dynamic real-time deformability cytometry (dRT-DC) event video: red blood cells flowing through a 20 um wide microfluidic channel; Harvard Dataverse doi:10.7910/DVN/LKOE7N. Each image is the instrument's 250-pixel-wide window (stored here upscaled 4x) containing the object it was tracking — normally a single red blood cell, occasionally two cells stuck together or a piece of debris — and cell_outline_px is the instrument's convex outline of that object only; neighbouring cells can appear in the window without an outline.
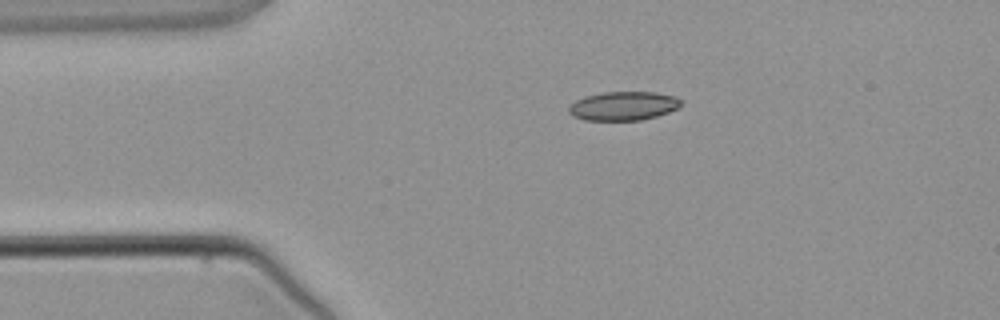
{"species": "common noctule bat (a hibernating species)", "species_latin": "Nyctalus noctula", "temperature_condition": "warm", "stored_images_in_passage": 1, "camera_frame_rate_fps": 3000, "um_per_image_px": 0.085, "animal": {"sex": "male", "body_mass_g": 21.5, "forearm_length_mm": 52.0}, "frame": {"image": 1, "passage_image": 1, "time_ms": 0.0, "image_size_px": [1000, 320], "cell_outline_px": [[680, 104], [676, 108], [668, 112], [656, 116], [640, 120], [584, 120], [572, 116], [568, 112], [568, 108], [576, 100], [584, 96], [604, 92], [656, 92], [676, 96], [680, 100]], "centroid_in_image_um": [52.95, 9.0], "position_along_channel_um": 32.0, "area_um2": 18.79}}